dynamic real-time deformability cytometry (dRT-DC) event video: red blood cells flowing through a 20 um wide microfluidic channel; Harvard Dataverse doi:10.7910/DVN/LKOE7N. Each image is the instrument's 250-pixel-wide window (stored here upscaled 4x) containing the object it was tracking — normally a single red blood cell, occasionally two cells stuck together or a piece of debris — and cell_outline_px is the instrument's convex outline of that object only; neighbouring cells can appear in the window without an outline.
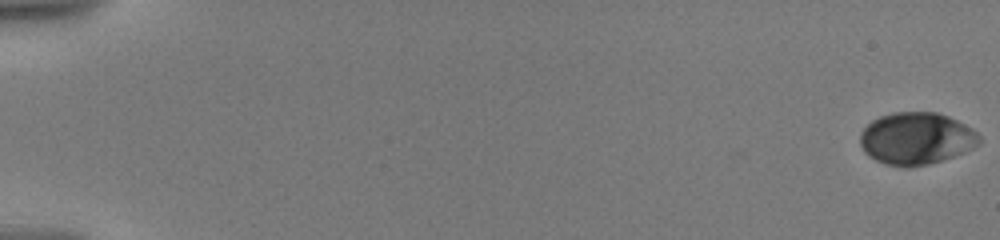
{"species": "human", "species_latin": "Homo sapiens", "temperature_condition": "warm", "stored_images_in_passage": 32, "camera_frame_rate_fps": 3000, "um_per_image_px": 0.085, "donor": {"sex": "male"}, "frame": {"image": 1, "passage_image": 1, "time_ms": 0.0, "image_size_px": [1000, 240], "cell_outline_px": [[980, 144], [964, 152], [928, 164], [908, 168], [904, 168], [884, 164], [868, 156], [864, 152], [860, 144], [860, 132], [872, 120], [880, 116], [892, 112], [936, 112], [948, 116], [972, 128], [980, 136]], "centroid_in_image_um": [77.86, 11.78], "position_along_channel_um": 7.1, "area_um2": 36.36}}
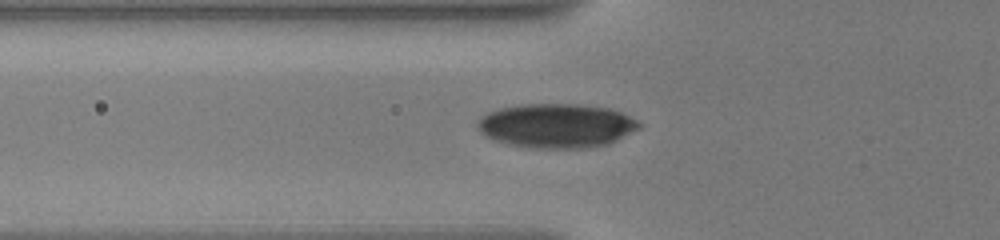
{"frame": {"image": 2, "passage_image": 18, "time_ms": 7.333, "image_size_px": [1000, 240], "cell_outline_px": [[640, 128], [608, 144], [584, 148], [532, 148], [508, 144], [484, 136], [476, 128], [476, 124], [480, 116], [488, 112], [500, 108], [520, 104], [580, 104], [612, 108], [636, 120], [640, 124]], "centroid_in_image_um": [47.26, 10.68], "position_along_channel_um": 78.5, "area_um2": 41.79}}
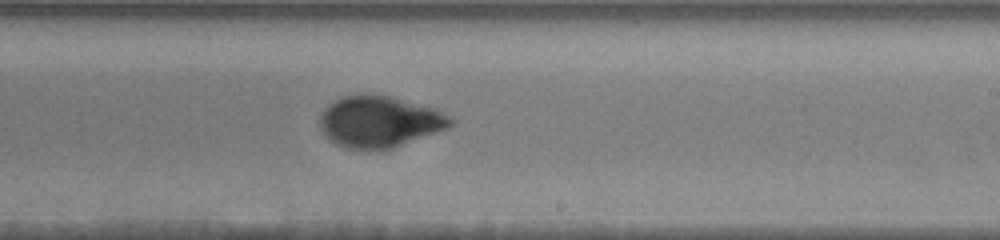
{"frame": {"image": 3, "passage_image": 32, "time_ms": 12.333, "image_size_px": [1000, 240], "cell_outline_px": [[456, 120], [448, 128], [392, 148], [368, 152], [344, 148], [328, 140], [324, 136], [320, 128], [320, 116], [324, 108], [328, 104], [340, 96], [356, 92], [372, 92], [436, 108]], "centroid_in_image_um": [32.2, 10.33], "position_along_channel_um": 256.8, "area_um2": 40.29}}